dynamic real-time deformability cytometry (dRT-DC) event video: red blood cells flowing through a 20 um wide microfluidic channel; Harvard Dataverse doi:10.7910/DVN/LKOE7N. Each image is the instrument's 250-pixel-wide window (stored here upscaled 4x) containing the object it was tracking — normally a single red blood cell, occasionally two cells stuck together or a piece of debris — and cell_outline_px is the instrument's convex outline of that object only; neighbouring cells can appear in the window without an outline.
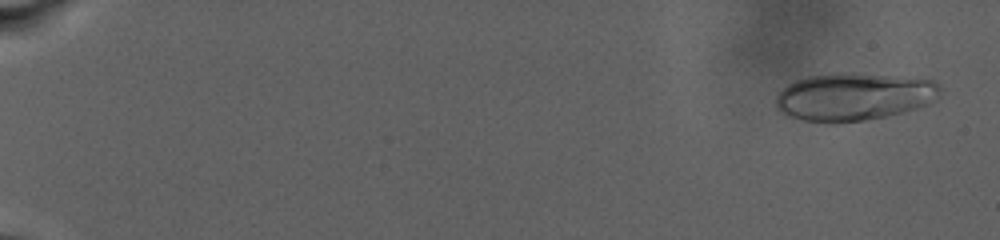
{"species": "human", "species_latin": "Homo sapiens", "temperature_condition": "warm", "stored_images_in_passage": 22, "camera_frame_rate_fps": 3000, "um_per_image_px": 0.085, "donor": {"sex": "male"}, "frame": {"image": 1, "passage_image": 3, "time_ms": 1.0, "image_size_px": [1000, 240], "cell_outline_px": [[940, 96], [936, 100], [928, 104], [904, 112], [864, 120], [836, 124], [828, 124], [804, 120], [784, 116], [776, 108], [776, 96], [788, 84], [796, 80], [808, 76], [840, 72], [848, 72], [936, 80], [940, 88]], "centroid_in_image_um": [72.56, 8.23], "position_along_channel_um": 12.4, "area_um2": 46.18}}
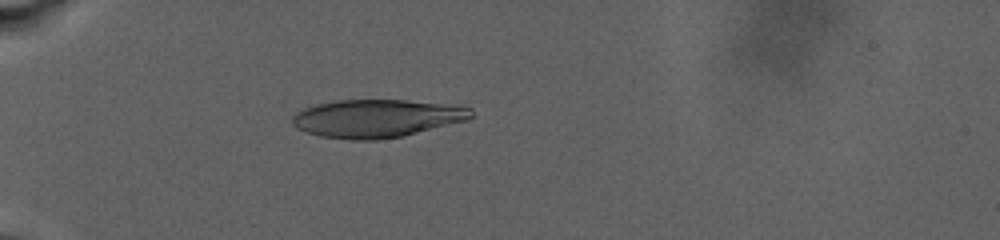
{"frame": {"image": 2, "passage_image": 18, "time_ms": 9.0, "image_size_px": [1000, 240], "cell_outline_px": [[472, 116], [468, 120], [404, 136], [376, 140], [348, 140], [320, 136], [296, 128], [292, 124], [292, 116], [296, 112], [304, 108], [316, 104], [336, 100], [408, 100], [472, 108]], "centroid_in_image_um": [31.98, 10.07], "position_along_channel_um": 53.0, "area_um2": 39.59}}
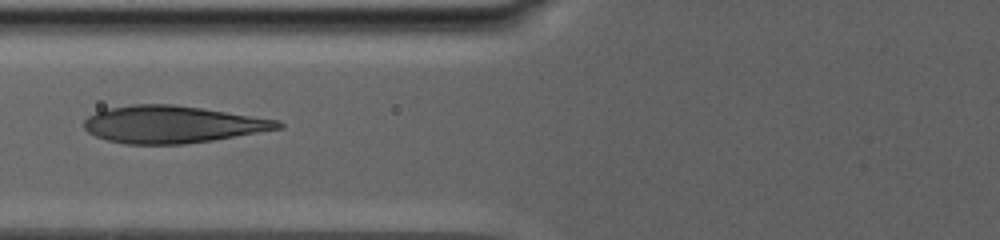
{"frame": {"image": 3, "passage_image": 21, "time_ms": 12.333, "image_size_px": [1000, 240], "cell_outline_px": [[284, 128], [212, 140], [184, 144], [128, 144], [108, 140], [96, 136], [88, 132], [84, 128], [84, 120], [88, 116], [104, 108], [132, 104], [172, 104], [200, 108], [280, 120], [284, 124]], "centroid_in_image_um": [14.64, 10.57], "position_along_channel_um": 111.2, "area_um2": 41.96}}